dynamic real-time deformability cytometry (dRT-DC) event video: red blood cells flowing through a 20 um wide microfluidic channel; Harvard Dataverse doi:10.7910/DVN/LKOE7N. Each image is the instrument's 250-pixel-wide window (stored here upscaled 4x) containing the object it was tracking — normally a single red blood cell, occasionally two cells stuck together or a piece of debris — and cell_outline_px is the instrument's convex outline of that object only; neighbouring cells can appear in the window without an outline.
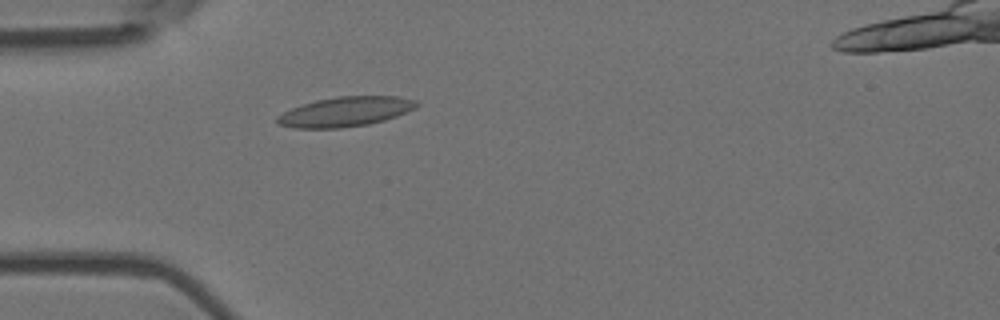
{"species": "Egyptian fruit bat (a non-hibernating species)", "species_latin": "Rousettus aegyptiacus", "temperature_condition": "room temperature", "stored_images_in_passage": 5, "camera_frame_rate_fps": 3000, "um_per_image_px": 0.085, "animal": {"sex": "female"}, "frame": {"image": 1, "passage_image": 5, "time_ms": 1.333, "image_size_px": [1000, 320], "cell_outline_px": [[420, 104], [416, 108], [396, 116], [384, 120], [368, 124], [340, 128], [292, 128], [276, 124], [276, 116], [292, 108], [316, 100], [336, 96], [396, 96], [416, 100]], "centroid_in_image_um": [29.35, 9.49], "position_along_channel_um": 55.7, "area_um2": 24.16}}